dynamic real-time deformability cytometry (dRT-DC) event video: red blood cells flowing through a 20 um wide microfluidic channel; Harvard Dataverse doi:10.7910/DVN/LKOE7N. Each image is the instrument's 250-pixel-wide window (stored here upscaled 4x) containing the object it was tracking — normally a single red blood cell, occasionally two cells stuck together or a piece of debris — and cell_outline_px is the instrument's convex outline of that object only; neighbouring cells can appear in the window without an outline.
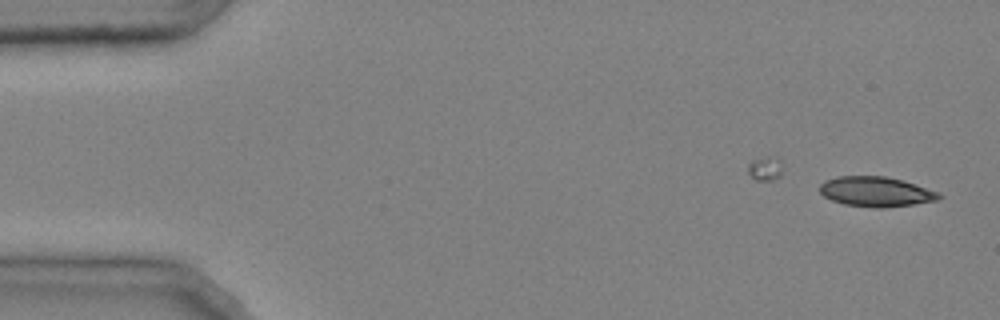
{"species": "common noctule bat (a hibernating species)", "species_latin": "Nyctalus noctula", "temperature_condition": "cold", "stored_images_in_passage": 34, "camera_frame_rate_fps": 3000, "um_per_image_px": 0.085, "animal": {"sex": "male", "body_mass_g": 20.4}, "frame": {"image": 1, "passage_image": 1, "time_ms": 0.0, "image_size_px": [1000, 320], "cell_outline_px": [[944, 196], [940, 200], [884, 208], [872, 208], [844, 204], [832, 200], [824, 196], [820, 192], [820, 184], [824, 180], [836, 176], [884, 176], [904, 180], [940, 192]], "centroid_in_image_um": [74.49, 16.29], "position_along_channel_um": 10.5, "area_um2": 21.1}}
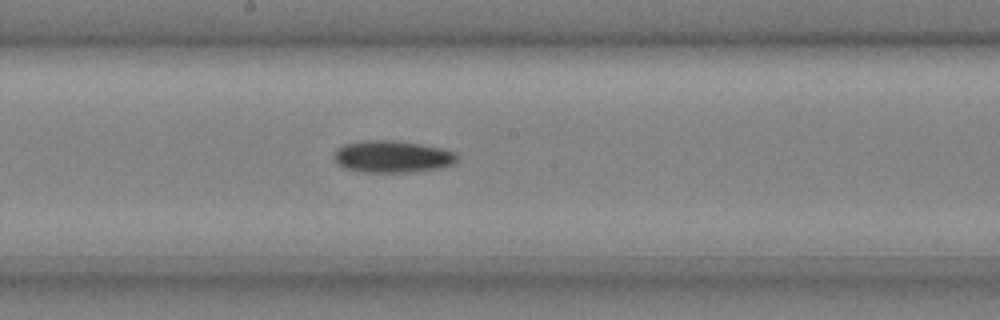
{"frame": {"image": 2, "passage_image": 25, "time_ms": 8.0, "image_size_px": [1000, 320], "cell_outline_px": [[456, 160], [452, 164], [440, 168], [412, 172], [364, 172], [344, 168], [332, 156], [336, 148], [344, 144], [364, 140], [392, 140], [420, 144], [440, 148], [456, 152]], "centroid_in_image_um": [33.31, 13.31], "position_along_channel_um": 214.9, "area_um2": 22.89}}
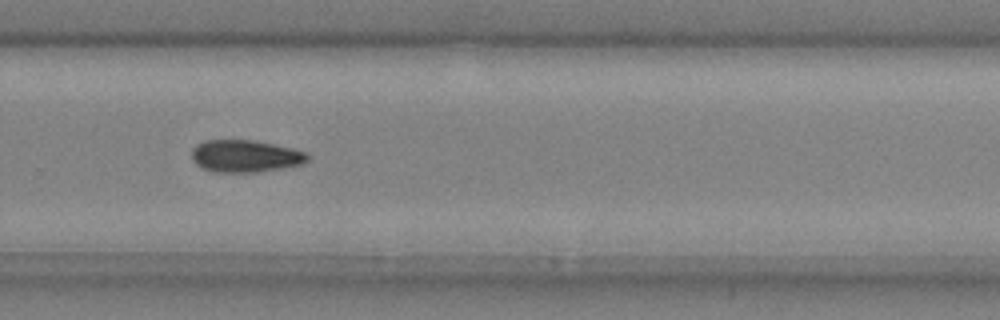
{"frame": {"image": 3, "passage_image": 32, "time_ms": 10.333, "image_size_px": [1000, 320], "cell_outline_px": [[312, 156], [304, 164], [256, 172], [212, 172], [196, 164], [192, 160], [192, 148], [196, 144], [204, 140], [252, 140], [292, 148], [308, 152]], "centroid_in_image_um": [20.86, 13.26], "position_along_channel_um": 308.9, "area_um2": 21.91}}